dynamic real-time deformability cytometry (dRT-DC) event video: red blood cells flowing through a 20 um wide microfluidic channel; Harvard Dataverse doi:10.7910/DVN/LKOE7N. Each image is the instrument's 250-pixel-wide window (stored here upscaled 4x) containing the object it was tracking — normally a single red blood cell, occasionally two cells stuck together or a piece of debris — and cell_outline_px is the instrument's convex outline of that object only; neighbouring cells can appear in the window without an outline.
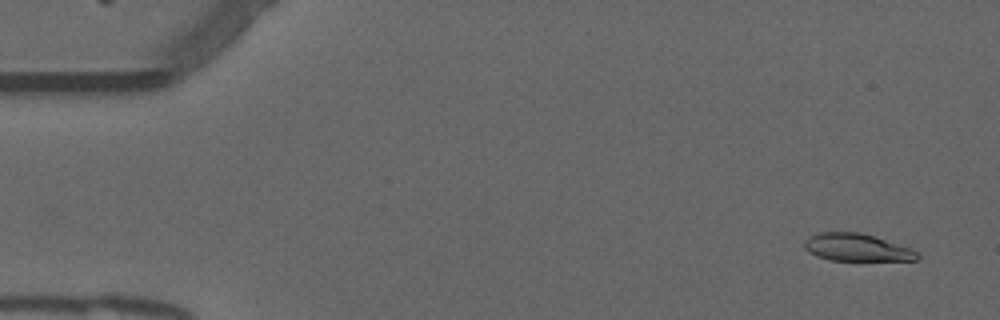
{"species": "common noctule bat (a hibernating species)", "species_latin": "Nyctalus noctula", "temperature_condition": "warm", "stored_images_in_passage": 19, "camera_frame_rate_fps": 3000, "um_per_image_px": 0.085, "animal": {"sex": "male", "forearm_length_mm": 52.5}, "frame": {"image": 1, "passage_image": 3, "time_ms": 0.667, "image_size_px": [1000, 320], "cell_outline_px": [[920, 256], [916, 260], [828, 260], [816, 256], [808, 252], [804, 248], [804, 240], [808, 236], [820, 232], [860, 232], [912, 248]], "centroid_in_image_um": [72.78, 21.03], "position_along_channel_um": 12.2, "area_um2": 18.09}}
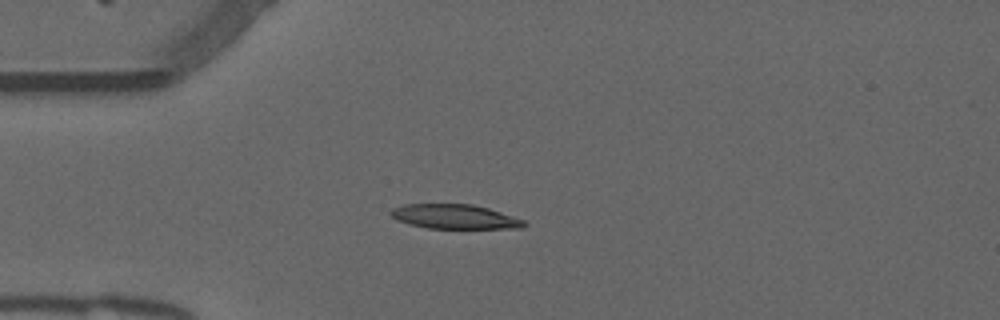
{"frame": {"image": 2, "passage_image": 14, "time_ms": 4.333, "image_size_px": [1000, 320], "cell_outline_px": [[528, 224], [524, 228], [428, 228], [408, 224], [396, 220], [388, 212], [392, 208], [404, 204], [472, 204], [488, 208], [524, 220]], "centroid_in_image_um": [38.62, 18.41], "position_along_channel_um": 46.4, "area_um2": 19.02}}